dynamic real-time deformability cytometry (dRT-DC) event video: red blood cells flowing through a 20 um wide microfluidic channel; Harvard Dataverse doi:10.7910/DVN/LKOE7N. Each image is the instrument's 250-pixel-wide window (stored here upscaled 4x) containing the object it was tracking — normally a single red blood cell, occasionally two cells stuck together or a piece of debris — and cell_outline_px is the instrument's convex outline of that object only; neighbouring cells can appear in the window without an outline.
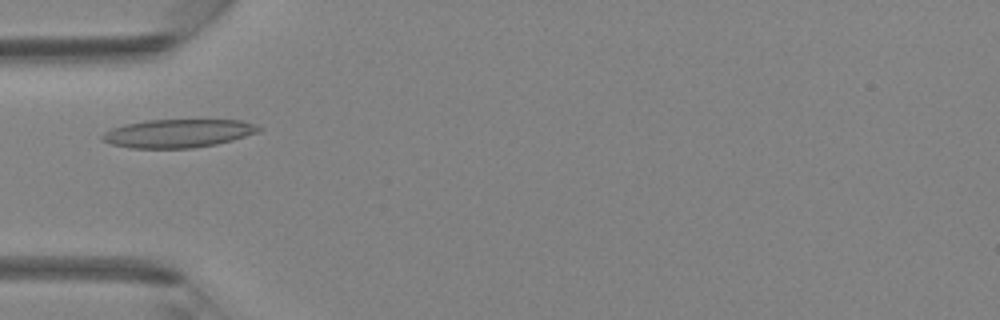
{"species": "Egyptian fruit bat (a non-hibernating species)", "species_latin": "Rousettus aegyptiacus", "temperature_condition": "room temperature", "stored_images_in_passage": 30, "camera_frame_rate_fps": 3000, "um_per_image_px": 0.085, "animal": {"sex": "female"}, "frame": {"image": 1, "passage_image": 2, "time_ms": 0.333, "image_size_px": [1000, 320], "cell_outline_px": [[264, 128], [256, 132], [232, 140], [216, 144], [192, 148], [132, 148], [112, 144], [100, 140], [100, 136], [104, 132], [112, 128], [124, 124], [148, 120], [240, 120], [256, 124]], "centroid_in_image_um": [15.11, 11.33], "position_along_channel_um": 69.9, "area_um2": 25.78}}
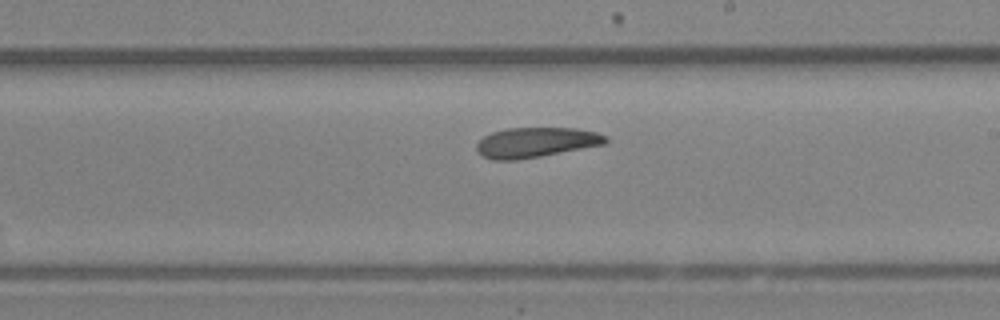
{"frame": {"image": 2, "passage_image": 13, "time_ms": 4.0, "image_size_px": [1000, 320], "cell_outline_px": [[608, 140], [604, 144], [540, 156], [516, 160], [492, 160], [484, 156], [476, 148], [476, 144], [484, 136], [492, 132], [508, 128], [576, 128], [596, 132], [608, 136]], "centroid_in_image_um": [45.56, 12.09], "position_along_channel_um": 243.4, "area_um2": 22.37}}
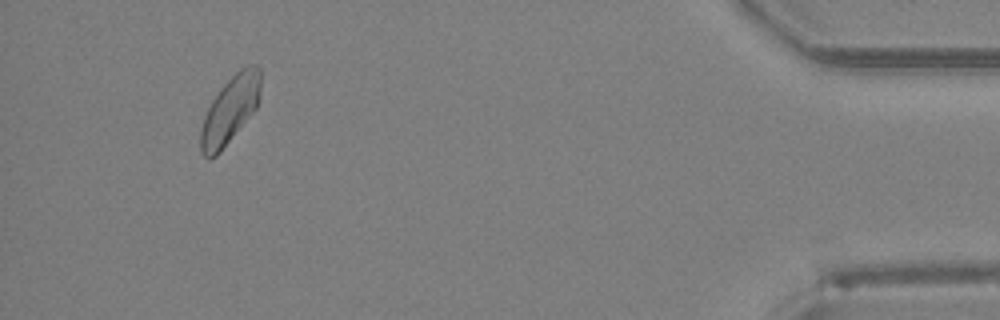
{"frame": {"image": 3, "passage_image": 28, "time_ms": 9.0, "image_size_px": [1000, 320], "cell_outline_px": [[260, 96], [256, 108], [220, 152], [216, 156], [208, 160], [200, 152], [200, 128], [204, 116], [212, 100], [220, 88], [240, 68], [248, 64], [256, 64], [260, 68]], "centroid_in_image_um": [19.54, 9.34], "position_along_channel_um": 415.7, "area_um2": 23.47}}